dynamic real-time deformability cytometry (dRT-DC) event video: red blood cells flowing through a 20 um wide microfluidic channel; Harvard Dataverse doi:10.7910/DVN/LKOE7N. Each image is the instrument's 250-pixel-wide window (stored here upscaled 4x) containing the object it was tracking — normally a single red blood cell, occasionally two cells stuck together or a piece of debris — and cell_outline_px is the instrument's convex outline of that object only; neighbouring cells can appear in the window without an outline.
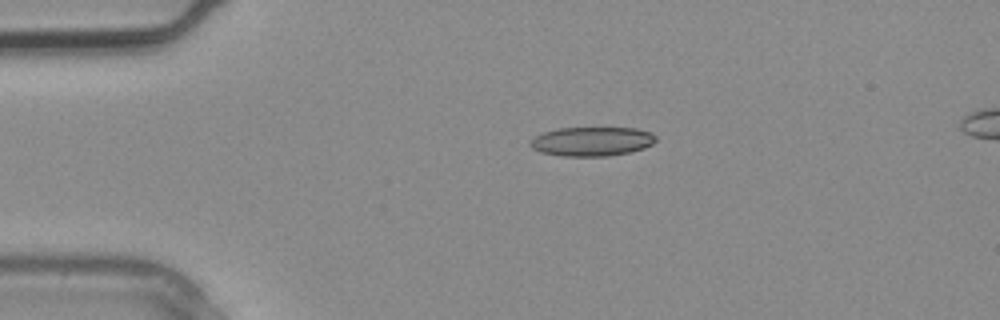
{"species": "common noctule bat (a hibernating species)", "species_latin": "Nyctalus noctula", "temperature_condition": "warm", "stored_images_in_passage": 4, "camera_frame_rate_fps": 3000, "um_per_image_px": 0.085, "animal": {"sex": "male", "body_mass_g": 20.4}, "frame": {"image": 1, "passage_image": 4, "time_ms": 1.0, "image_size_px": [1000, 320], "cell_outline_px": [[656, 140], [652, 144], [644, 148], [628, 152], [608, 156], [560, 156], [540, 152], [532, 148], [528, 144], [528, 140], [544, 132], [560, 128], [636, 128], [652, 132], [656, 136]], "centroid_in_image_um": [50.29, 12.02], "position_along_channel_um": 34.7, "area_um2": 21.44}}